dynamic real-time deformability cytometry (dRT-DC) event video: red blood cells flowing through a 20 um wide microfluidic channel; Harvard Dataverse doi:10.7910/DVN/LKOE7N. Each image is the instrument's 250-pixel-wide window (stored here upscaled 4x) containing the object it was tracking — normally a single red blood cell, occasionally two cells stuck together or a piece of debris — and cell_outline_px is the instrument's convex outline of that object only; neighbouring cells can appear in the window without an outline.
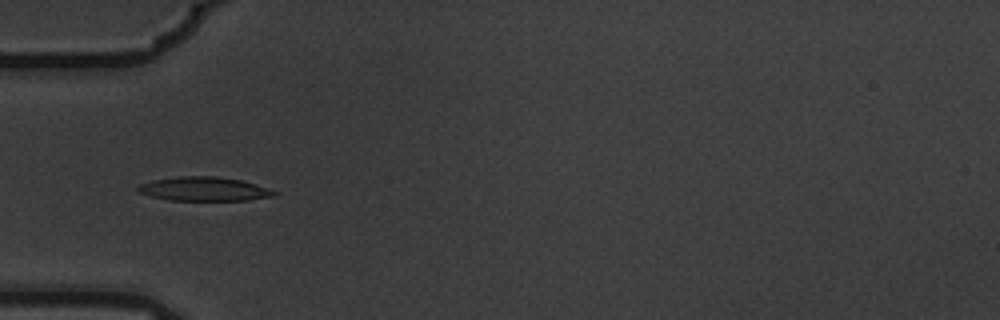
{"species": "common noctule bat (a hibernating species)", "species_latin": "Nyctalus noctula", "temperature_condition": "warm", "stored_images_in_passage": 7, "camera_frame_rate_fps": 3000, "um_per_image_px": 0.085, "animal": {"sex": "male", "body_mass_g": 19.5, "forearm_length_mm": 54.6}, "frame": {"image": 1, "passage_image": 5, "time_ms": 1.333, "image_size_px": [1000, 320], "cell_outline_px": [[276, 196], [248, 200], [172, 200], [152, 196], [136, 192], [136, 188], [140, 184], [152, 180], [176, 176], [216, 176], [240, 180], [256, 184], [276, 192]], "centroid_in_image_um": [17.31, 16.05], "position_along_channel_um": 67.7, "area_um2": 18.96}}
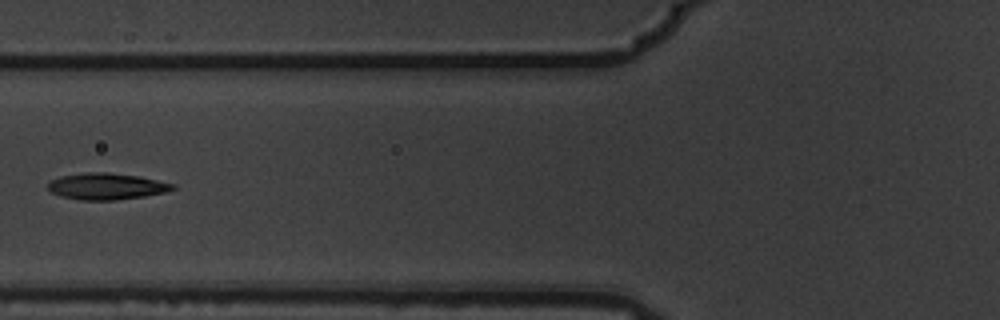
{"frame": {"image": 2, "passage_image": 6, "time_ms": 1.667, "image_size_px": [1000, 320], "cell_outline_px": [[176, 188], [164, 192], [144, 196], [116, 200], [80, 200], [64, 196], [52, 192], [48, 188], [48, 184], [52, 180], [60, 176], [84, 172], [108, 172], [140, 176], [176, 184]], "centroid_in_image_um": [9.09, 15.82], "position_along_channel_um": 116.7, "area_um2": 19.19}}
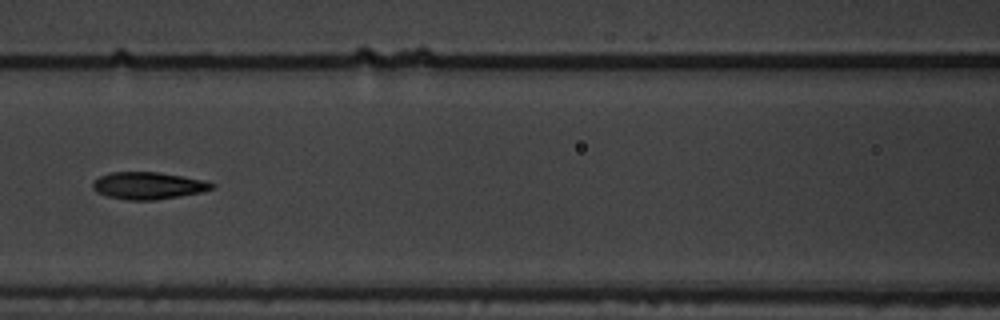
{"frame": {"image": 3, "passage_image": 7, "time_ms": 2.0, "image_size_px": [1000, 320], "cell_outline_px": [[216, 188], [200, 192], [180, 196], [156, 200], [128, 200], [108, 196], [96, 192], [92, 188], [92, 184], [100, 176], [112, 172], [160, 172], [200, 180], [216, 184]], "centroid_in_image_um": [12.59, 15.78], "position_along_channel_um": 154.0, "area_um2": 18.67}}